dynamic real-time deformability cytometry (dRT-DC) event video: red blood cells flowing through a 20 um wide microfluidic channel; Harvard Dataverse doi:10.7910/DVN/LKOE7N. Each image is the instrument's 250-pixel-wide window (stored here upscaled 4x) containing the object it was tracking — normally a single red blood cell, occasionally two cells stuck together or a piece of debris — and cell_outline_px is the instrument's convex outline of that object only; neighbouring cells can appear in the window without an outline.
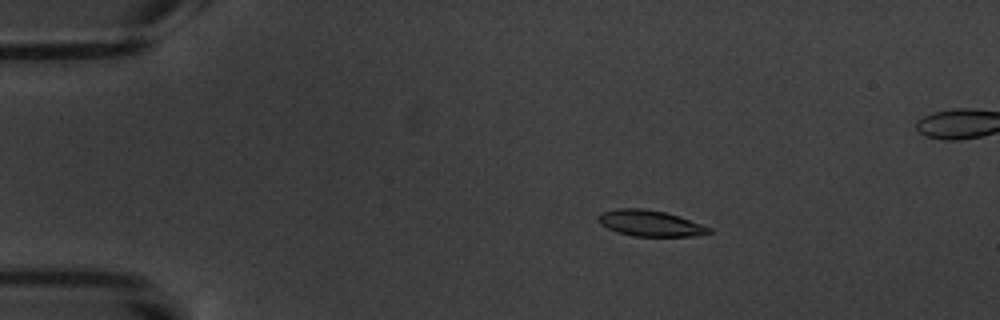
{"species": "common noctule bat (a hibernating species)", "species_latin": "Nyctalus noctula", "temperature_condition": "warm", "stored_images_in_passage": 5, "camera_frame_rate_fps": 3000, "um_per_image_px": 0.085, "animal": {"sex": "male", "body_mass_g": 20.1, "forearm_length_mm": 53.5}, "frame": {"image": 1, "passage_image": 2, "time_ms": 1.0, "image_size_px": [1000, 320], "cell_outline_px": [[712, 232], [692, 236], [632, 236], [616, 232], [600, 224], [596, 220], [596, 216], [600, 212], [620, 208], [640, 208], [664, 212], [712, 228]], "centroid_in_image_um": [55.17, 18.98], "position_along_channel_um": 29.8, "area_um2": 16.65}}